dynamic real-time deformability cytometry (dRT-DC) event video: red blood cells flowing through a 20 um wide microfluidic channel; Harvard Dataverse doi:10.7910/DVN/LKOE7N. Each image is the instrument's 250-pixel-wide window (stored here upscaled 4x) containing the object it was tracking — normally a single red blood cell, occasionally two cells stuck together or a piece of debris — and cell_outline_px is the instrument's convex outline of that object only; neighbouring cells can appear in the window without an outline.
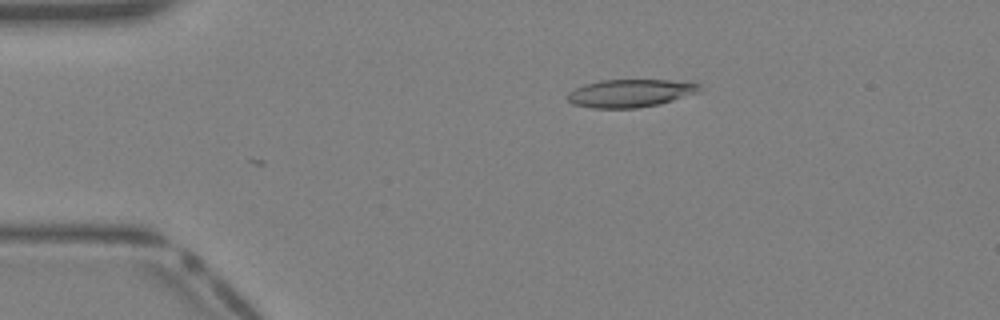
{"species": "Egyptian fruit bat (a non-hibernating species)", "species_latin": "Rousettus aegyptiacus", "temperature_condition": "warm", "stored_images_in_passage": 4, "camera_frame_rate_fps": 3000, "um_per_image_px": 0.085, "animal": {"sex": "female"}, "frame": {"image": 1, "passage_image": 4, "time_ms": 1.0, "image_size_px": [1000, 320], "cell_outline_px": [[700, 92], [660, 104], [636, 108], [592, 108], [572, 104], [568, 100], [568, 92], [576, 88], [600, 80], [668, 80], [700, 84]], "centroid_in_image_um": [53.58, 7.93], "position_along_channel_um": 31.4, "area_um2": 21.27}}